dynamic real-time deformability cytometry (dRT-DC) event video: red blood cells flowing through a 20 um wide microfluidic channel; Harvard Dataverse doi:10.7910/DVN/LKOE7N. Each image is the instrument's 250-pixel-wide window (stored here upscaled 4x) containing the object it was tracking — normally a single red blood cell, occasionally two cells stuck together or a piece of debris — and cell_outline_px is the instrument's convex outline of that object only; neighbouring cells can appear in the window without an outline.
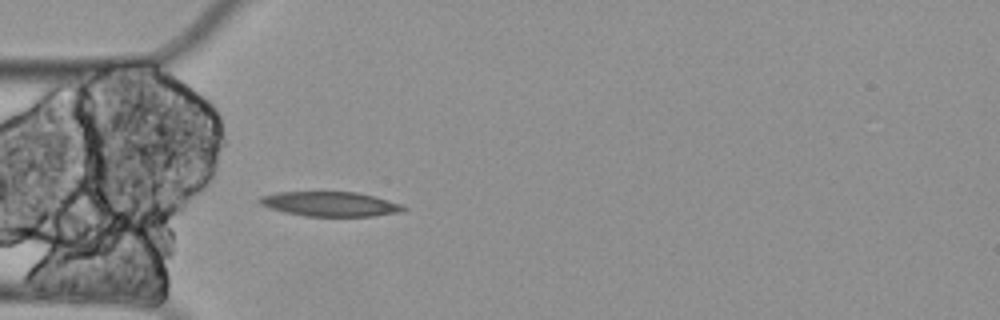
{"species": "Egyptian fruit bat (a non-hibernating species)", "species_latin": "Rousettus aegyptiacus", "temperature_condition": "cold", "stored_images_in_passage": 5, "camera_frame_rate_fps": 3000, "um_per_image_px": 0.085, "animal": {"sex": "female"}, "frame": {"image": 1, "passage_image": 5, "time_ms": 1.333, "image_size_px": [1000, 320], "cell_outline_px": [[408, 208], [400, 212], [372, 216], [304, 216], [284, 212], [260, 204], [256, 200], [260, 196], [276, 192], [356, 192], [376, 196], [400, 204]], "centroid_in_image_um": [28.05, 17.33], "position_along_channel_um": 57.0, "area_um2": 20.63}}